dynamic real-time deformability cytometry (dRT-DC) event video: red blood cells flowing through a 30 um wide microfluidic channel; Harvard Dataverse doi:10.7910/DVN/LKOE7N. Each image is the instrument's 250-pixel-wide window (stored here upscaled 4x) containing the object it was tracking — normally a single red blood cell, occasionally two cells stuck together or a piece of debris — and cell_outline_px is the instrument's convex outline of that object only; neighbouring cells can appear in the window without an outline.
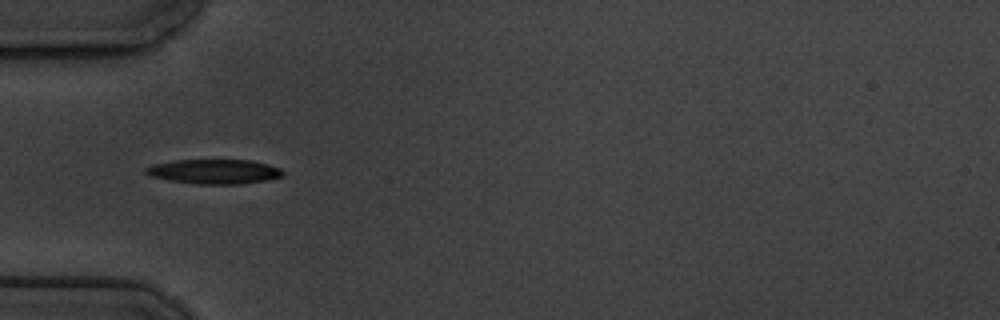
{"species": "common noctule bat (a hibernating species)", "species_latin": "Nyctalus noctula", "temperature_condition": "cold", "stored_images_in_passage": 6, "camera_frame_rate_fps": 3000, "um_per_image_px": 0.085, "animal": {"sex": "male", "body_mass_g": 19.5, "forearm_length_mm": 54.6}, "frame": {"image": 1, "passage_image": 1, "time_ms": 0.0, "image_size_px": [1000, 320], "cell_outline_px": [[284, 176], [268, 180], [240, 184], [196, 184], [168, 180], [152, 176], [144, 172], [144, 168], [152, 164], [172, 160], [252, 160], [268, 164], [280, 168], [284, 172]], "centroid_in_image_um": [18.22, 14.58], "position_along_channel_um": 66.8, "area_um2": 19.83}}
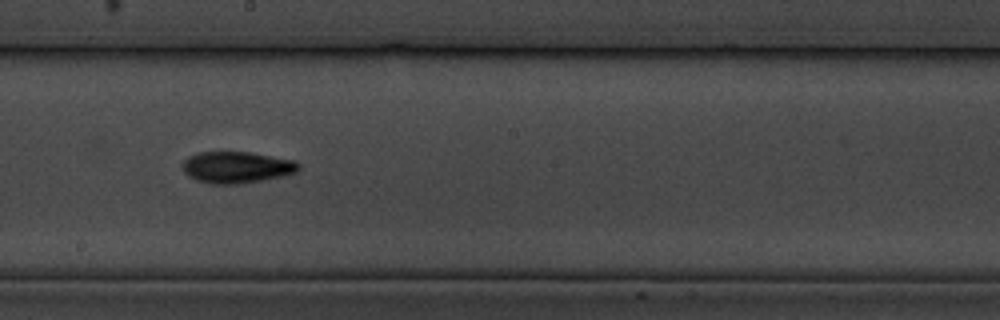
{"frame": {"image": 2, "passage_image": 5, "time_ms": 4.667, "image_size_px": [1000, 320], "cell_outline_px": [[300, 168], [296, 172], [284, 176], [240, 184], [212, 184], [196, 180], [188, 176], [184, 172], [184, 160], [188, 156], [200, 152], [248, 152], [296, 160], [300, 164]], "centroid_in_image_um": [20.15, 14.22], "position_along_channel_um": 228.1, "area_um2": 21.39}}
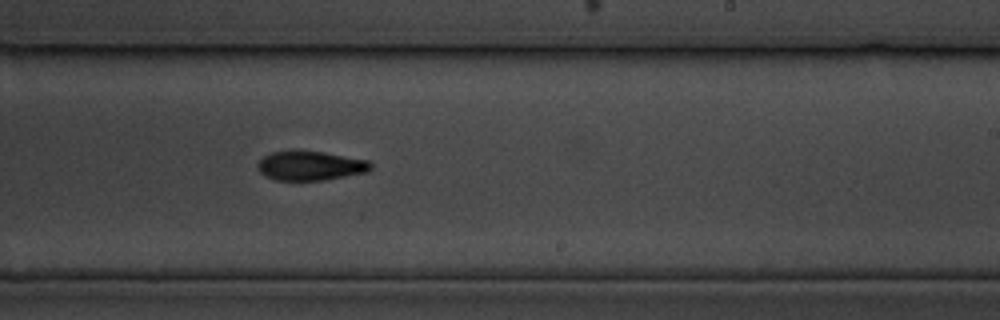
{"frame": {"image": 3, "passage_image": 6, "time_ms": 5.667, "image_size_px": [1000, 320], "cell_outline_px": [[372, 168], [368, 172], [324, 180], [276, 180], [264, 176], [260, 172], [256, 164], [264, 156], [272, 152], [292, 148], [296, 148], [324, 152], [368, 160], [372, 164]], "centroid_in_image_um": [26.35, 14.05], "position_along_channel_um": 262.6, "area_um2": 19.88}}